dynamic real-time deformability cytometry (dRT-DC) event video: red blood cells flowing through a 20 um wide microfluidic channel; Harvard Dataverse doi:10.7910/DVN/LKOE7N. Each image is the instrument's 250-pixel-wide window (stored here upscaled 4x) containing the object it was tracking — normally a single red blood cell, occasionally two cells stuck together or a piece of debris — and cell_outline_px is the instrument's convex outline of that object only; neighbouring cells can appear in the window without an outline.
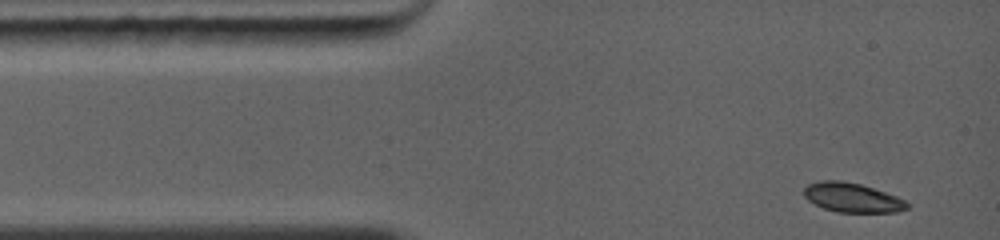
{"species": "common noctule bat (a hibernating species)", "species_latin": "Nyctalus noctula", "temperature_condition": "warm", "stored_images_in_passage": 18, "camera_frame_rate_fps": 5000, "um_per_image_px": 0.085, "animal": {"sex": "female", "body_mass_g": 19.0, "forearm_length_mm": 56.7}, "frame": {"image": 1, "passage_image": 1, "time_ms": 0.0, "image_size_px": [1000, 240], "cell_outline_px": [[908, 208], [896, 212], [836, 212], [824, 208], [808, 200], [804, 196], [804, 188], [808, 184], [824, 180], [840, 180], [860, 184], [896, 196], [904, 200], [908, 204]], "centroid_in_image_um": [72.42, 16.8], "position_along_channel_um": 12.6, "area_um2": 17.4}}
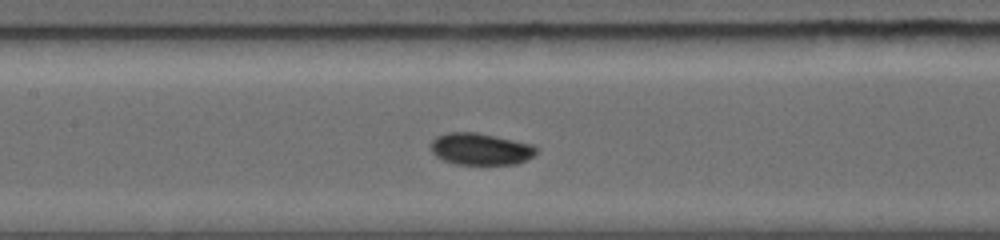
{"frame": {"image": 2, "passage_image": 11, "time_ms": 4.8, "image_size_px": [1000, 240], "cell_outline_px": [[540, 148], [528, 160], [516, 164], [456, 164], [444, 160], [436, 156], [432, 152], [432, 140], [436, 136], [448, 132], [476, 132], [496, 136], [532, 144]], "centroid_in_image_um": [40.87, 12.66], "position_along_channel_um": 166.5, "area_um2": 19.59}}
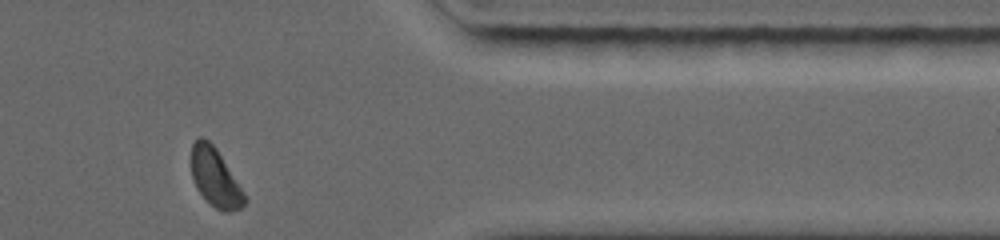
{"frame": {"image": 3, "passage_image": 18, "time_ms": 10.4, "image_size_px": [1000, 240], "cell_outline_px": [[248, 200], [240, 208], [228, 212], [224, 212], [216, 208], [196, 188], [192, 176], [192, 144], [200, 136], [208, 140], [216, 148], [244, 192]], "centroid_in_image_um": [18.31, 15.1], "position_along_channel_um": 393.1, "area_um2": 17.69}, "authors_computed_cell_mechanics": {"area_um2": 19.5075, "velocity_mm_per_s": 4.328, "shape_relaxation_time_tau1_ms": 1.6885, "shape_relaxation_time_tau2_ms": null, "deformation_change_tau1": 0.0818, "deformation_change_tau2": null}}